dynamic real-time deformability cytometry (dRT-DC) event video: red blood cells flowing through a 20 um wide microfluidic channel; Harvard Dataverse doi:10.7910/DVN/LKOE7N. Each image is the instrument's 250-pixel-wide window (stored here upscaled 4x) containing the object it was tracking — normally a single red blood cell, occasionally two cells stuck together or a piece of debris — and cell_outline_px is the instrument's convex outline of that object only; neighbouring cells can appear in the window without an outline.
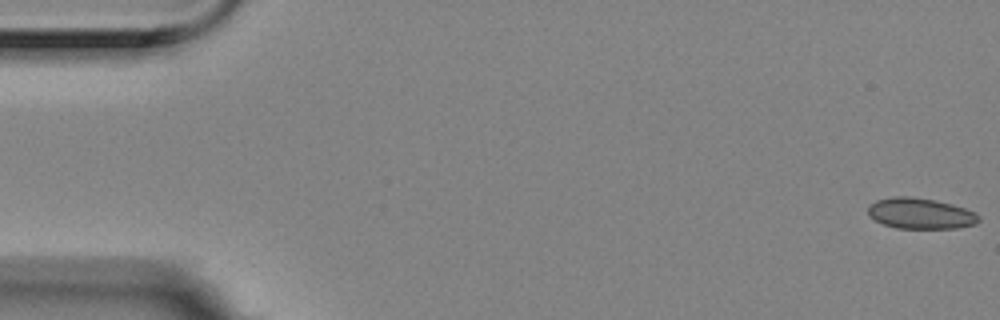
{"species": "Egyptian fruit bat (a non-hibernating species)", "species_latin": "Rousettus aegyptiacus", "temperature_condition": "room temperature", "stored_images_in_passage": 10, "camera_frame_rate_fps": 3000, "um_per_image_px": 0.085, "animal": {"sex": "female"}, "frame": {"image": 1, "passage_image": 1, "time_ms": 0.0, "image_size_px": [1000, 320], "cell_outline_px": [[980, 220], [976, 224], [956, 228], [896, 228], [884, 224], [868, 216], [868, 208], [876, 200], [892, 196], [912, 196], [952, 204], [964, 208], [980, 216]], "centroid_in_image_um": [78.23, 18.14], "position_along_channel_um": 6.8, "area_um2": 19.77}}
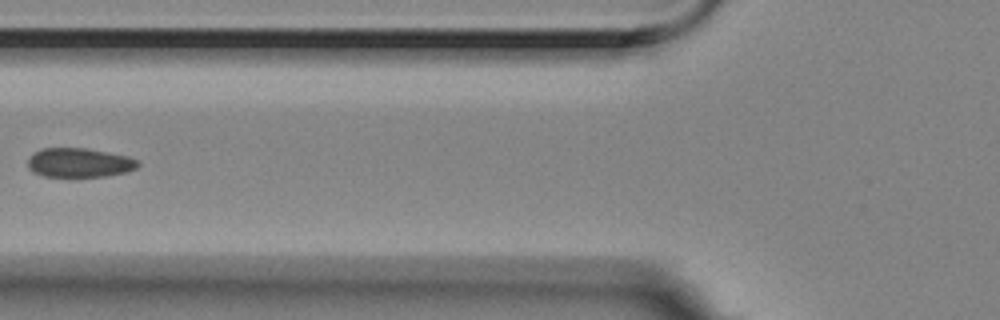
{"frame": {"image": 2, "passage_image": 7, "time_ms": 2.0, "image_size_px": [1000, 320], "cell_outline_px": [[140, 164], [136, 168], [128, 172], [108, 176], [44, 176], [32, 172], [28, 168], [28, 156], [32, 152], [40, 148], [88, 148], [128, 156], [136, 160]], "centroid_in_image_um": [6.71, 13.82], "position_along_channel_um": 119.1, "area_um2": 18.96}}
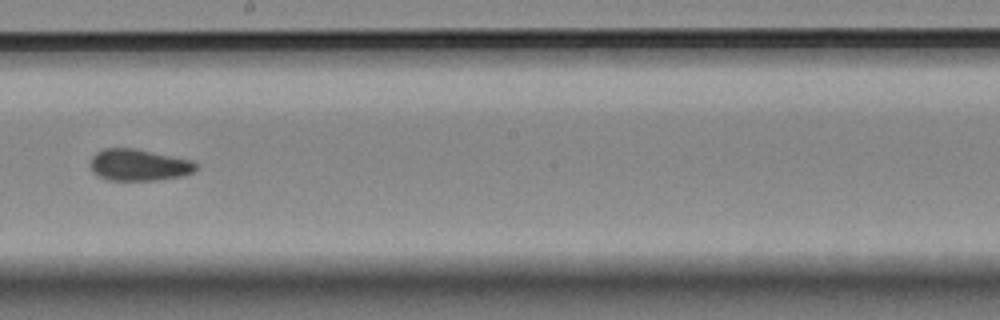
{"frame": {"image": 3, "passage_image": 10, "time_ms": 3.0, "image_size_px": [1000, 320], "cell_outline_px": [[196, 168], [192, 172], [180, 176], [156, 180], [108, 180], [92, 172], [88, 164], [92, 156], [96, 152], [104, 148], [136, 148], [192, 160], [196, 164]], "centroid_in_image_um": [11.74, 14.01], "position_along_channel_um": 236.5, "area_um2": 19.54}}